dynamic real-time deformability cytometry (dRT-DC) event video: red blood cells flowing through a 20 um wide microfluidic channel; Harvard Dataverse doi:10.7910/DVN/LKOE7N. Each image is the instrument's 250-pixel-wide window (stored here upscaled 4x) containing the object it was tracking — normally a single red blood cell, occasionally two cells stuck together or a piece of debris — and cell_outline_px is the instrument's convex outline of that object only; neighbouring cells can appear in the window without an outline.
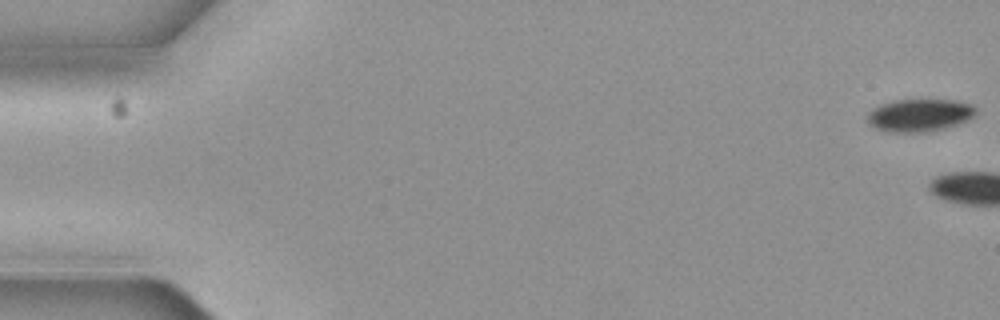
{"species": "common noctule bat (a hibernating species)", "species_latin": "Nyctalus noctula", "temperature_condition": "cold", "stored_images_in_passage": 6, "segment_of_instrument_passage": [1, 2], "camera_frame_rate_fps": 3000, "um_per_image_px": 0.085, "animal": {"sex": "female", "body_mass_g": 19.3, "forearm_length_mm": 54.1}, "frame": {"image": 1, "passage_image": 1, "time_ms": 0.0, "image_size_px": [1000, 320], "cell_outline_px": [[976, 112], [972, 116], [956, 124], [940, 128], [920, 132], [896, 132], [876, 128], [868, 120], [868, 112], [872, 108], [880, 104], [892, 100], [956, 100], [972, 104], [976, 108]], "centroid_in_image_um": [78.14, 9.76], "position_along_channel_um": 6.9, "area_um2": 20.11}}
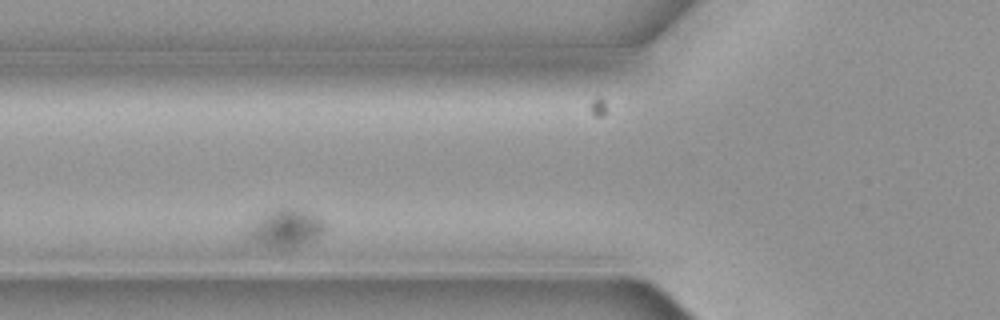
{"frame": {"image": 2, "passage_image": 4, "time_ms": 1.0, "image_size_px": [1000, 320], "cell_outline_px": [[328, 228], [316, 240], [300, 248], [268, 248], [244, 244], [248, 232], [260, 216], [276, 208], [296, 208], [308, 212], [324, 220]], "centroid_in_image_um": [24.29, 19.48], "position_along_channel_um": 101.5, "area_um2": 17.98}}